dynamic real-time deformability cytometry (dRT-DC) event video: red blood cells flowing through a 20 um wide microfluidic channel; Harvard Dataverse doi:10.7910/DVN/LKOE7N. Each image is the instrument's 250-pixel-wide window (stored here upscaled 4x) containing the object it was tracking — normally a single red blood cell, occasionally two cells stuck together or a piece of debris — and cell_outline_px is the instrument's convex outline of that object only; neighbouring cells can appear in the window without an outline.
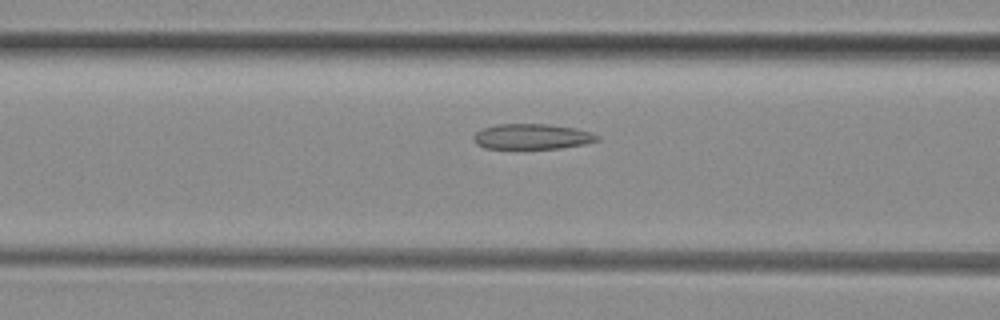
{"species": "common noctule bat (a hibernating species)", "species_latin": "Nyctalus noctula", "temperature_condition": "room temperature", "stored_images_in_passage": 36, "camera_frame_rate_fps": 3000, "um_per_image_px": 0.085, "animal": {"sex": "female", "body_mass_g": 29.2, "forearm_length_mm": 56.3}, "frame": {"image": 1, "passage_image": 16, "time_ms": 5.0, "image_size_px": [1000, 320], "cell_outline_px": [[600, 140], [584, 144], [560, 148], [484, 148], [476, 144], [472, 140], [472, 136], [476, 132], [484, 128], [496, 124], [548, 124], [576, 128], [592, 132], [600, 136]], "centroid_in_image_um": [45.23, 11.6], "position_along_channel_um": 121.4, "area_um2": 18.38}}
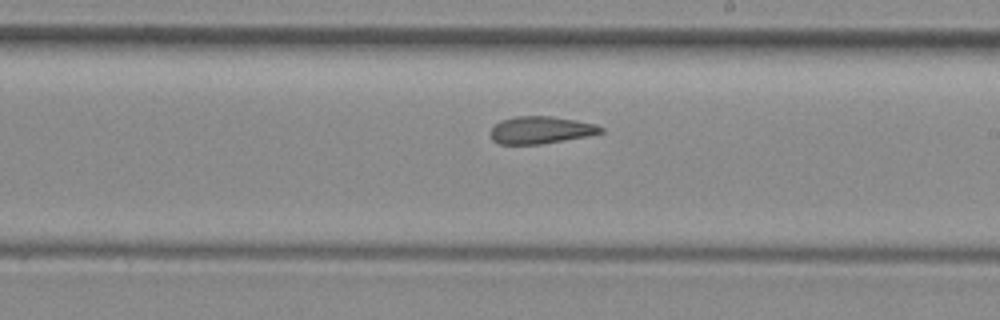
{"frame": {"image": 2, "passage_image": 25, "time_ms": 8.0, "image_size_px": [1000, 320], "cell_outline_px": [[604, 132], [588, 136], [540, 144], [500, 144], [492, 140], [488, 132], [500, 120], [516, 116], [552, 116], [576, 120], [596, 124], [604, 128]], "centroid_in_image_um": [45.96, 11.05], "position_along_channel_um": 243.0, "area_um2": 17.69}}
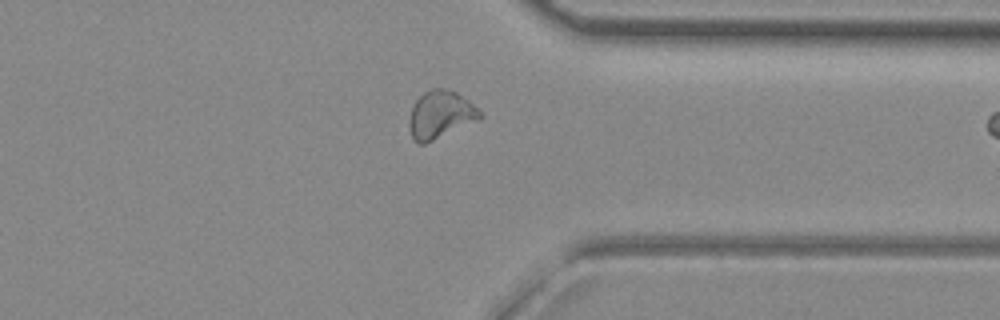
{"frame": {"image": 3, "passage_image": 35, "time_ms": 11.333, "image_size_px": [1000, 320], "cell_outline_px": [[484, 116], [480, 120], [424, 144], [420, 144], [412, 140], [408, 124], [408, 120], [412, 108], [416, 100], [424, 92], [432, 88], [444, 88], [456, 92], [468, 100], [484, 112]], "centroid_in_image_um": [37.46, 9.76], "position_along_channel_um": 373.9, "area_um2": 19.94}}